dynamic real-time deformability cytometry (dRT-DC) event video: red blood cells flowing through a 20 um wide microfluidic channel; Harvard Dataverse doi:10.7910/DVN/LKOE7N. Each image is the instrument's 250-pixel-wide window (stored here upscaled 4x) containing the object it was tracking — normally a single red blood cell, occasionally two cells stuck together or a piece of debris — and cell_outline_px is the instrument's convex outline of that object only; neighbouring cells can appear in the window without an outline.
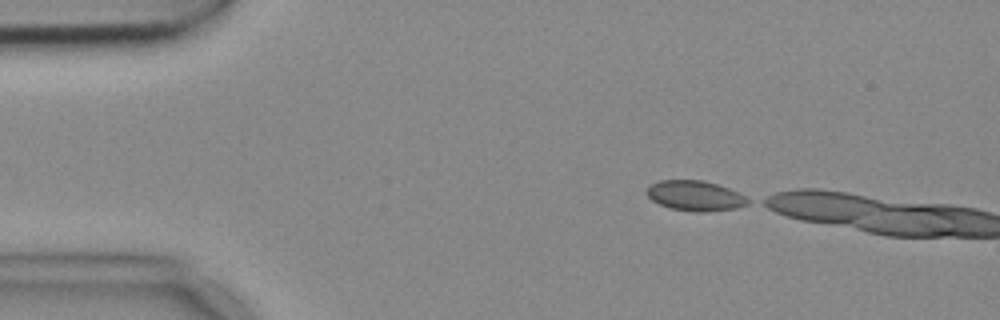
{"species": "common noctule bat (a hibernating species)", "species_latin": "Nyctalus noctula", "temperature_condition": "cold", "stored_images_in_passage": 3, "camera_frame_rate_fps": 3000, "um_per_image_px": 0.085, "animal": {"sex": "female", "body_mass_g": 18.4}, "frame": {"image": 1, "passage_image": 1, "time_ms": 0.0, "image_size_px": [1000, 320], "cell_outline_px": [[752, 200], [748, 204], [736, 208], [704, 212], [696, 212], [668, 208], [652, 200], [644, 192], [652, 184], [660, 180], [704, 180], [728, 188]], "centroid_in_image_um": [59.08, 16.64], "position_along_channel_um": 25.9, "area_um2": 17.74}}